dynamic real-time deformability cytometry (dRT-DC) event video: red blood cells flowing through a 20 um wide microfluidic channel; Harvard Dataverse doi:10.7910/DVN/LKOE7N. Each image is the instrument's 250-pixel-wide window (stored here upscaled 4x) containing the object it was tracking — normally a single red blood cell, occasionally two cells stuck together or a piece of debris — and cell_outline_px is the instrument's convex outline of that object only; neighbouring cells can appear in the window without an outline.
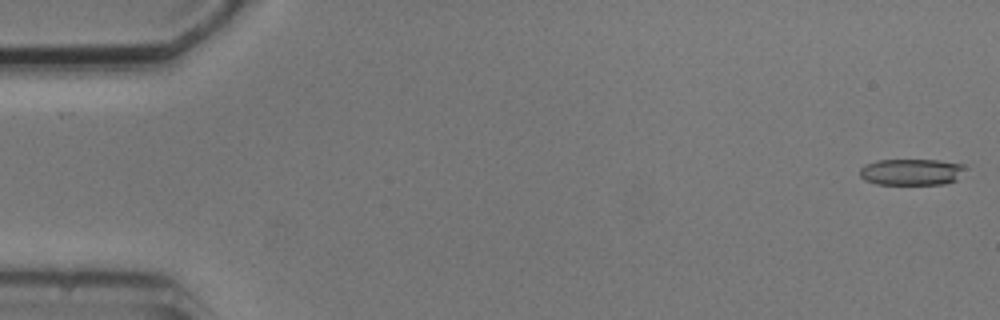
{"species": "common noctule bat (a hibernating species)", "species_latin": "Nyctalus noctula", "temperature_condition": "cold", "stored_images_in_passage": 4, "camera_frame_rate_fps": 3000, "um_per_image_px": 0.085, "animal": {"sex": "male", "body_mass_g": 20.5, "forearm_length_mm": 52.5}, "frame": {"image": 1, "passage_image": 1, "time_ms": 0.0, "image_size_px": [1000, 320], "cell_outline_px": [[964, 168], [956, 180], [944, 184], [876, 184], [864, 180], [860, 176], [860, 168], [864, 164], [876, 160], [936, 160], [964, 164]], "centroid_in_image_um": [77.42, 14.61], "position_along_channel_um": 7.6, "area_um2": 16.18}}